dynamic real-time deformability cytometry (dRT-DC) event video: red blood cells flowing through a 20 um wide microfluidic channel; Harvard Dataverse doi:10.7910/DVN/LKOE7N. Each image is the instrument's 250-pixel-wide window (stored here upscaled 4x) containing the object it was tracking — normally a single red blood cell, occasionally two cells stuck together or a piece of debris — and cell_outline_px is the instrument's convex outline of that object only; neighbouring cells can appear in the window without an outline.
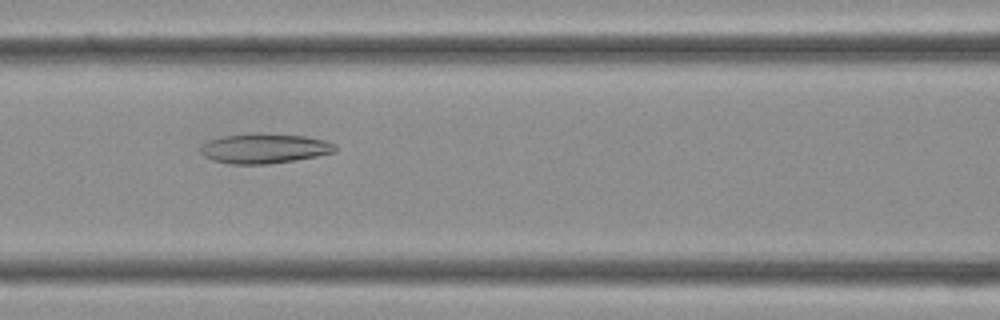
{"species": "Egyptian fruit bat (a non-hibernating species)", "species_latin": "Rousettus aegyptiacus", "temperature_condition": "cold", "stored_images_in_passage": 30, "camera_frame_rate_fps": 3000, "um_per_image_px": 0.085, "frame": {"image": 1, "passage_image": 9, "time_ms": 2.667, "image_size_px": [1000, 320], "cell_outline_px": [[336, 152], [316, 156], [268, 164], [232, 164], [212, 160], [204, 156], [200, 152], [200, 144], [208, 140], [224, 136], [304, 136], [324, 140], [336, 144]], "centroid_in_image_um": [22.45, 12.66], "position_along_channel_um": 144.1, "area_um2": 22.37}}
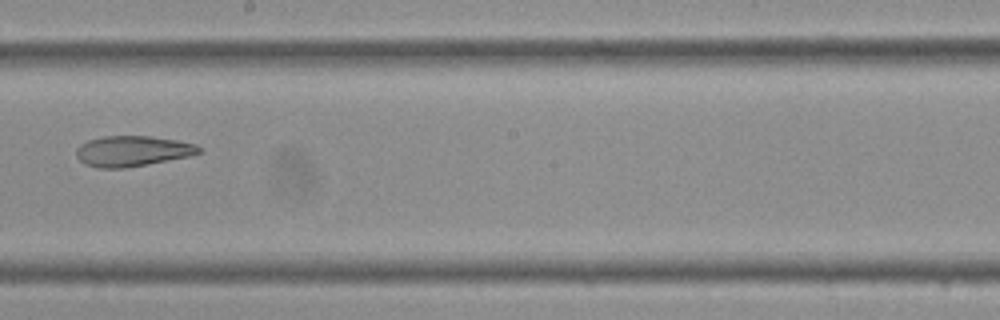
{"frame": {"image": 2, "passage_image": 14, "time_ms": 4.333, "image_size_px": [1000, 320], "cell_outline_px": [[204, 148], [200, 152], [188, 156], [168, 160], [124, 168], [96, 168], [84, 164], [76, 156], [76, 148], [80, 144], [88, 140], [104, 136], [152, 136], [176, 140], [196, 144]], "centroid_in_image_um": [11.23, 12.84], "position_along_channel_um": 237.0, "area_um2": 21.85}}
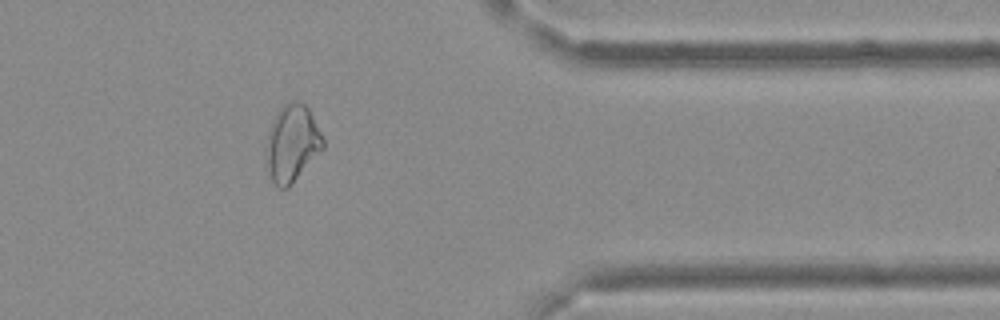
{"frame": {"image": 3, "passage_image": 23, "time_ms": 7.333, "image_size_px": [1000, 320], "cell_outline_px": [[324, 148], [292, 184], [288, 188], [280, 188], [272, 180], [264, 164], [264, 148], [268, 132], [272, 120], [276, 112], [284, 104], [296, 100], [300, 100], [308, 108], [324, 140]], "centroid_in_image_um": [24.78, 12.19], "position_along_channel_um": 386.6, "area_um2": 25.84}}